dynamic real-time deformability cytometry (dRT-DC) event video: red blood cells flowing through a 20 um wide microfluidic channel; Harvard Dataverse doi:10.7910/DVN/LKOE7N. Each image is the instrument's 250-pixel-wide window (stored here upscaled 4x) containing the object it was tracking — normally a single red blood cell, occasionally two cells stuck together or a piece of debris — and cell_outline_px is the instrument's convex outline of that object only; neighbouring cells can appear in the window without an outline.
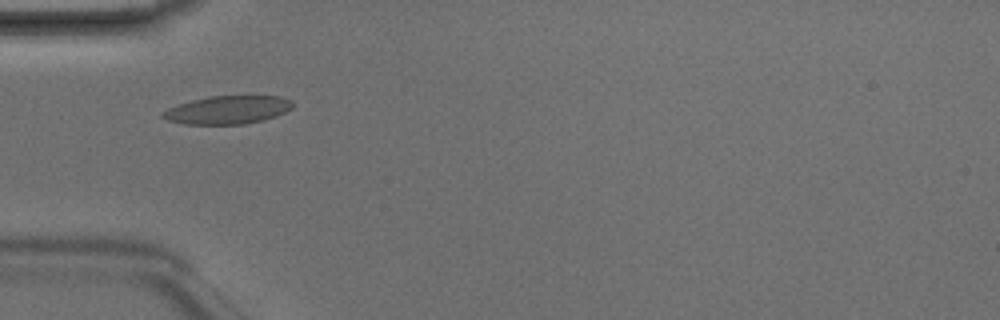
{"species": "Egyptian fruit bat (a non-hibernating species)", "species_latin": "Rousettus aegyptiacus", "temperature_condition": "room temperature", "stored_images_in_passage": 4, "camera_frame_rate_fps": 3000, "um_per_image_px": 0.085, "animal": {"sex": "male"}, "frame": {"image": 1, "passage_image": 4, "time_ms": 1.0, "image_size_px": [1000, 320], "cell_outline_px": [[292, 108], [276, 116], [264, 120], [244, 124], [184, 124], [168, 120], [160, 116], [160, 112], [168, 108], [192, 100], [212, 96], [280, 96], [292, 100]], "centroid_in_image_um": [19.35, 9.34], "position_along_channel_um": 65.7, "area_um2": 21.27}}